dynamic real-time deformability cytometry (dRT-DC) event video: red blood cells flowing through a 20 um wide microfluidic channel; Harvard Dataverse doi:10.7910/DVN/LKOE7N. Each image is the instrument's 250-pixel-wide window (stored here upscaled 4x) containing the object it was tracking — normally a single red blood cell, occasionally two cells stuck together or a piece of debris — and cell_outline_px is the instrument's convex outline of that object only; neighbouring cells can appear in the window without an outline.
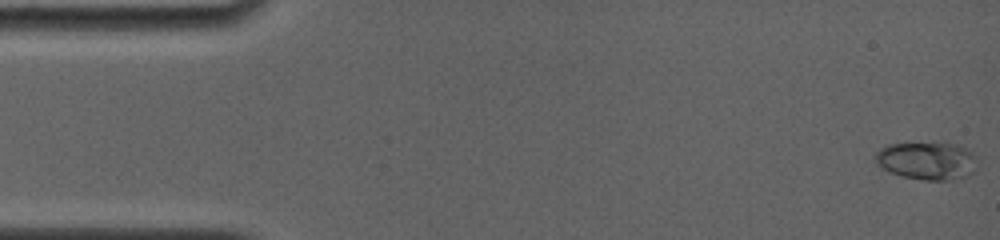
{"species": "common noctule bat (a hibernating species)", "species_latin": "Nyctalus noctula", "temperature_condition": "room temperature", "stored_images_in_passage": 33, "camera_frame_rate_fps": 4000, "um_per_image_px": 0.085, "animal": {"sex": "female", "body_mass_g": 19.0, "forearm_length_mm": 56.7}, "frame": {"image": 1, "passage_image": 1, "time_ms": 0.0, "image_size_px": [1000, 240], "cell_outline_px": [[976, 168], [968, 176], [948, 180], [924, 180], [904, 176], [888, 172], [880, 168], [872, 160], [876, 152], [880, 148], [888, 144], [944, 140], [956, 144], [972, 152], [976, 160]], "centroid_in_image_um": [78.75, 13.62], "position_along_channel_um": 6.3, "area_um2": 23.35}}
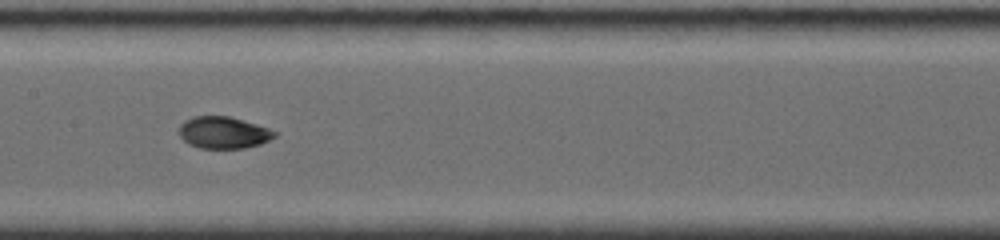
{"frame": {"image": 2, "passage_image": 17, "time_ms": 8.0, "image_size_px": [1000, 240], "cell_outline_px": [[276, 136], [260, 144], [244, 148], [200, 148], [188, 144], [180, 136], [180, 124], [184, 120], [192, 116], [228, 116], [256, 124], [268, 128], [276, 132]], "centroid_in_image_um": [18.97, 11.26], "position_along_channel_um": 188.4, "area_um2": 17.63}}
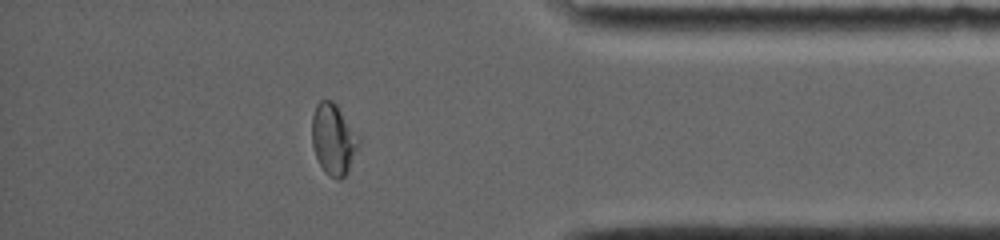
{"frame": {"image": 3, "passage_image": 29, "time_ms": 14.0, "image_size_px": [1000, 240], "cell_outline_px": [[360, 144], [348, 172], [340, 180], [336, 180], [328, 176], [324, 172], [316, 156], [312, 144], [312, 116], [316, 104], [320, 100], [332, 100], [336, 104], [360, 136]], "centroid_in_image_um": [28.36, 11.85], "position_along_channel_um": 406.8, "area_um2": 19.65}, "authors_computed_cell_mechanics": {"area_um2": 18.207, "velocity_mm_per_s": 3.8582, "shape_relaxation_time_tau1_ms": 6.3799, "shape_relaxation_time_tau2_ms": 1.7613, "deformation_change_tau1": 0.1927, "deformation_change_tau2": 0.0416}}